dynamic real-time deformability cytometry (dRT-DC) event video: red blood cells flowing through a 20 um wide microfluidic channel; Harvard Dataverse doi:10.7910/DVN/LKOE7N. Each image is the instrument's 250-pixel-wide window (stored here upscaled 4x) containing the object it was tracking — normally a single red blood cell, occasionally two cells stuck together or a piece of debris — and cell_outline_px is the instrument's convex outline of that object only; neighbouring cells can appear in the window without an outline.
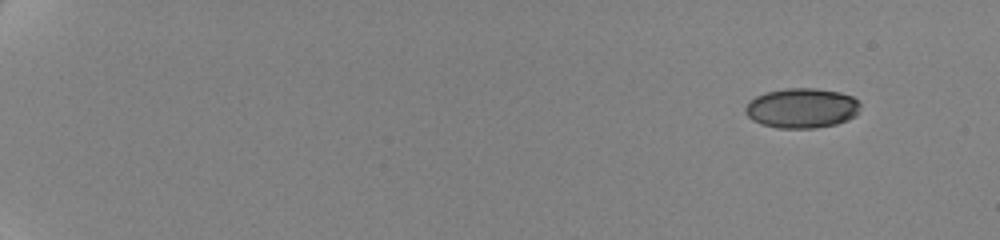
{"species": "human", "species_latin": "Homo sapiens", "temperature_condition": "cold", "stored_images_in_passage": 8, "camera_frame_rate_fps": 3000, "um_per_image_px": 0.085, "donor": {"sex": "female"}, "frame": {"image": 1, "passage_image": 1, "time_ms": 0.0, "image_size_px": [1000, 240], "cell_outline_px": [[860, 104], [856, 116], [848, 120], [836, 124], [816, 128], [776, 128], [760, 124], [752, 120], [744, 112], [744, 108], [748, 100], [756, 96], [768, 92], [784, 88], [816, 88], [840, 92], [852, 96]], "centroid_in_image_um": [68.13, 9.19], "position_along_channel_um": 16.9, "area_um2": 26.99}}
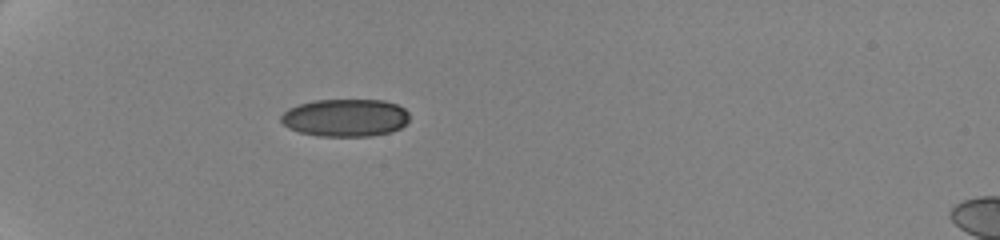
{"frame": {"image": 2, "passage_image": 6, "time_ms": 5.333, "image_size_px": [1000, 240], "cell_outline_px": [[408, 120], [400, 128], [392, 132], [368, 136], [320, 136], [300, 132], [288, 128], [280, 120], [280, 116], [288, 108], [300, 104], [316, 100], [384, 100], [396, 104], [404, 108], [408, 112]], "centroid_in_image_um": [29.35, 10.0], "position_along_channel_um": 55.6, "area_um2": 28.15}}
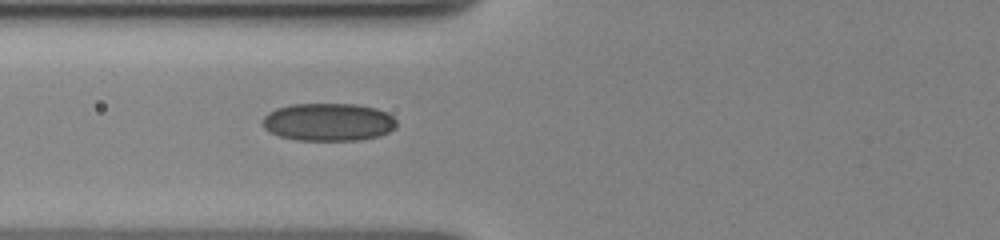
{"frame": {"image": 3, "passage_image": 8, "time_ms": 7.333, "image_size_px": [1000, 240], "cell_outline_px": [[396, 128], [380, 136], [356, 140], [296, 140], [280, 136], [264, 128], [264, 116], [268, 112], [276, 108], [292, 104], [356, 104], [376, 108], [388, 112], [396, 120]], "centroid_in_image_um": [27.95, 10.37], "position_along_channel_um": 97.9, "area_um2": 29.54}}